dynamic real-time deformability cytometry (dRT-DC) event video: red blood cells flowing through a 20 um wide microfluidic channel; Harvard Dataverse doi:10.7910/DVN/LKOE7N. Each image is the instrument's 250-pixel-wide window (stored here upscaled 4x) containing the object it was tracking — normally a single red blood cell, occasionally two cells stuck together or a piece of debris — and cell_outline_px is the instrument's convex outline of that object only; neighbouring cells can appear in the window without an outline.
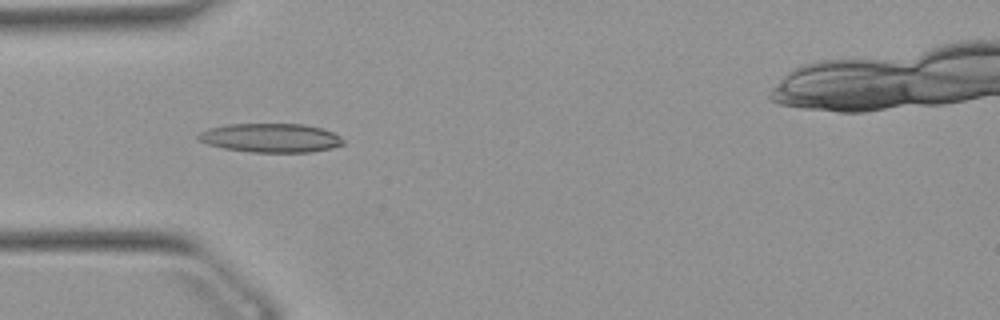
{"species": "Egyptian fruit bat (a non-hibernating species)", "species_latin": "Rousettus aegyptiacus", "temperature_condition": "warm", "stored_images_in_passage": 52, "camera_frame_rate_fps": 3000, "um_per_image_px": 0.085, "animal": {"sex": "female"}, "frame": {"image": 1, "passage_image": 15, "time_ms": 4.667, "image_size_px": [1000, 320], "cell_outline_px": [[344, 144], [332, 148], [312, 152], [252, 152], [224, 148], [208, 144], [200, 140], [196, 136], [200, 132], [208, 128], [224, 124], [304, 124], [320, 128], [332, 132], [340, 136], [344, 140]], "centroid_in_image_um": [23.01, 11.72], "position_along_channel_um": 62.0, "area_um2": 24.45}}
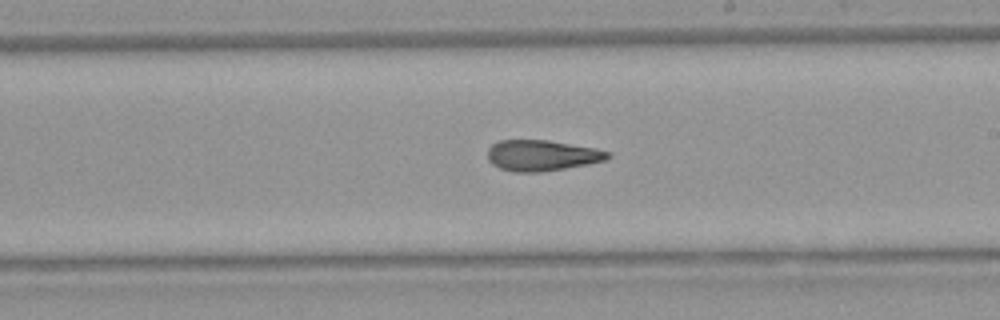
{"frame": {"image": 2, "passage_image": 29, "time_ms": 9.333, "image_size_px": [1000, 320], "cell_outline_px": [[612, 156], [604, 160], [588, 164], [540, 172], [512, 172], [500, 168], [492, 164], [488, 160], [488, 148], [492, 144], [500, 140], [548, 140], [596, 148], [612, 152]], "centroid_in_image_um": [46.06, 13.21], "position_along_channel_um": 242.9, "area_um2": 21.68}}
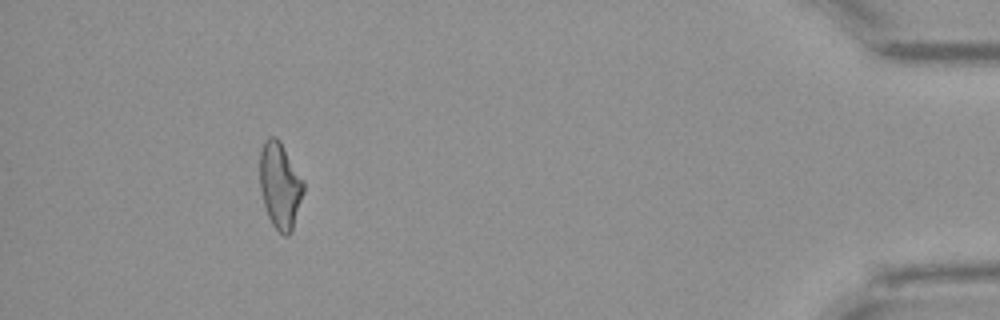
{"frame": {"image": 3, "passage_image": 47, "time_ms": 15.333, "image_size_px": [1000, 320], "cell_outline_px": [[304, 192], [292, 232], [288, 236], [284, 236], [272, 224], [268, 216], [264, 204], [260, 188], [260, 152], [264, 140], [268, 136], [276, 136], [280, 140], [304, 180]], "centroid_in_image_um": [23.81, 15.75], "position_along_channel_um": 411.4, "area_um2": 22.2}, "authors_computed_cell_mechanics": {"area_um2": 22.1085, "velocity_mm_per_s": 3.8967, "shape_relaxation_time_tau1_ms": null, "shape_relaxation_time_tau2_ms": 2.5899, "deformation_change_tau1": null, "deformation_change_tau2": 0.1211}}